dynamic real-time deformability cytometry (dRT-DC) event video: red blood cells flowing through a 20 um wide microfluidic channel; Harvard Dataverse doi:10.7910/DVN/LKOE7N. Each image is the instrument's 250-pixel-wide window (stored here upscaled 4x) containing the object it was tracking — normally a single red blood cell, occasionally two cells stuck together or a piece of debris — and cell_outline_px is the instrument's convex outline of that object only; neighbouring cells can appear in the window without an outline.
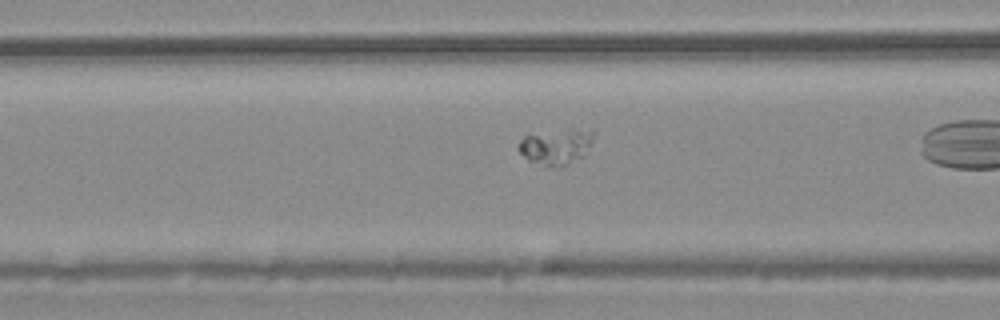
{"species": "common noctule bat (a hibernating species)", "species_latin": "Nyctalus noctula", "temperature_condition": "warm", "stored_images_in_passage": 38, "camera_frame_rate_fps": 3000, "um_per_image_px": 0.085, "animal": {"sex": "male", "body_mass_g": 20.4}, "frame": {"image": 1, "passage_image": 17, "time_ms": 5.333, "image_size_px": [1000, 320], "cell_outline_px": [[596, 132], [592, 144], [584, 156], [564, 164], [544, 168], [528, 160], [516, 148], [520, 140], [524, 136], [592, 128]], "centroid_in_image_um": [47.3, 12.49], "position_along_channel_um": 119.3, "area_um2": 15.32}}